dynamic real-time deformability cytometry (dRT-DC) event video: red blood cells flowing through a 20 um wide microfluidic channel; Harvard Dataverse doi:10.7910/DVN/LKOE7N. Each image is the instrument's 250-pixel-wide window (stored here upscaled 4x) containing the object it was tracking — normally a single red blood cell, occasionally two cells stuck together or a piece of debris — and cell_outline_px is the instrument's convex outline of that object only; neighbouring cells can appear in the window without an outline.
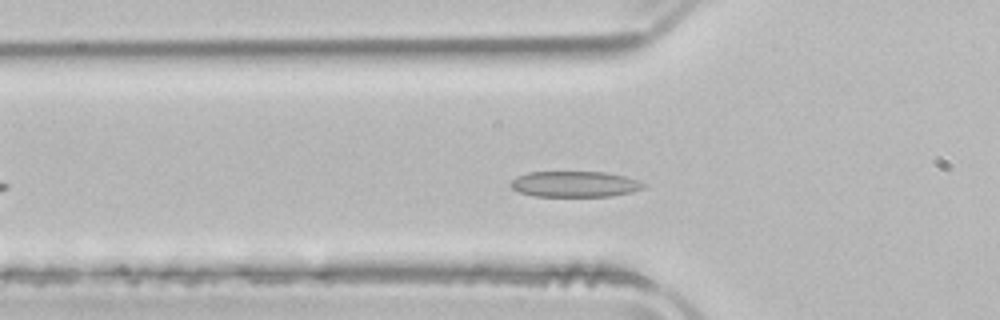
{"species": "common noctule bat (a hibernating species)", "species_latin": "Nyctalus noctula", "temperature_condition": "room temperature", "stored_images_in_passage": 36, "camera_frame_rate_fps": 3000, "um_per_image_px": 0.085, "animal": {"sex": "male", "body_mass_g": 21.5, "forearm_length_mm": 52.0}, "frame": {"image": 1, "passage_image": 10, "time_ms": 3.0, "image_size_px": [1000, 320], "cell_outline_px": [[648, 184], [644, 188], [632, 192], [612, 196], [532, 196], [520, 192], [512, 188], [512, 180], [516, 176], [528, 172], [604, 172], [624, 176]], "centroid_in_image_um": [48.87, 15.65], "position_along_channel_um": 76.9, "area_um2": 19.94}}
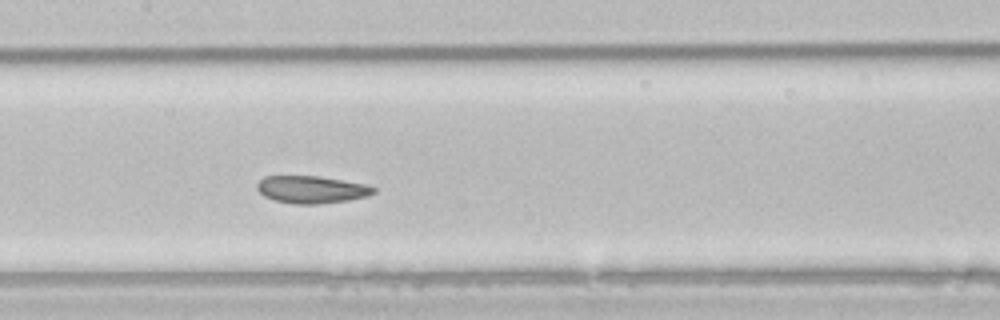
{"frame": {"image": 2, "passage_image": 18, "time_ms": 5.667, "image_size_px": [1000, 320], "cell_outline_px": [[376, 192], [368, 196], [348, 200], [316, 204], [292, 204], [276, 200], [264, 196], [256, 188], [256, 184], [264, 176], [320, 176], [364, 184], [376, 188]], "centroid_in_image_um": [26.47, 16.11], "position_along_channel_um": 180.9, "area_um2": 18.55}}
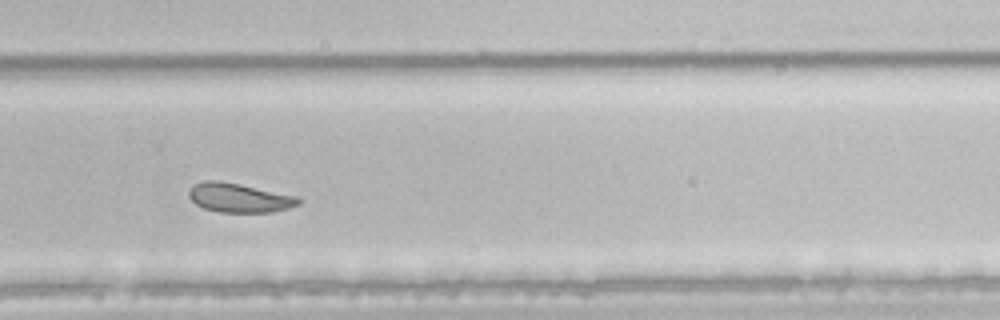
{"frame": {"image": 3, "passage_image": 28, "time_ms": 9.0, "image_size_px": [1000, 320], "cell_outline_px": [[300, 204], [288, 208], [272, 212], [220, 212], [204, 208], [196, 204], [188, 196], [188, 192], [192, 184], [204, 180], [220, 180], [300, 196]], "centroid_in_image_um": [20.33, 16.79], "position_along_channel_um": 309.5, "area_um2": 18.84}, "authors_computed_cell_mechanics": {"area_um2": 19.652, "velocity_mm_per_s": 3.8781, "shape_relaxation_time_tau1_ms": 2.936, "shape_relaxation_time_tau2_ms": 1.2529, "deformation_change_tau1": 0.089, "deformation_change_tau2": 0.0715}}